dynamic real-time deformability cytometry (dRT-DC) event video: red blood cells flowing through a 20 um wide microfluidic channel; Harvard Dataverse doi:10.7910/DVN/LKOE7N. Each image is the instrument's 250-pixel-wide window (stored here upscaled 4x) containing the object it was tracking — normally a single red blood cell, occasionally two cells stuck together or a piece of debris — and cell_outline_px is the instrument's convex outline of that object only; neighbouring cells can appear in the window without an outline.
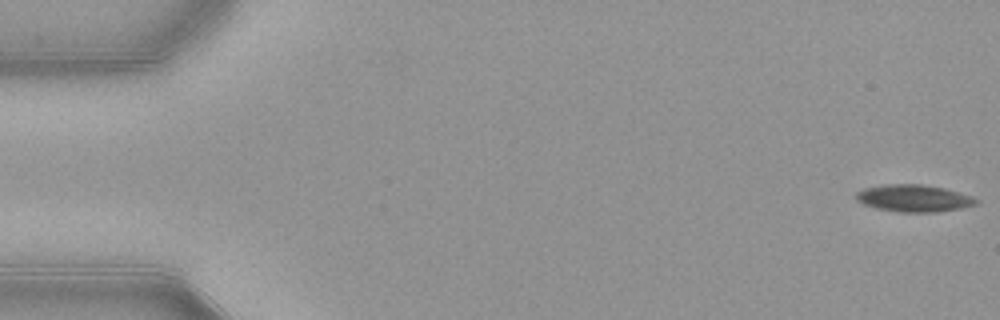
{"species": "common noctule bat (a hibernating species)", "species_latin": "Nyctalus noctula", "temperature_condition": "warm", "stored_images_in_passage": 53, "camera_frame_rate_fps": 3000, "um_per_image_px": 0.085, "animal": {"sex": "female", "body_mass_g": 21.9}, "frame": {"image": 1, "passage_image": 1, "time_ms": 0.0, "image_size_px": [1000, 320], "cell_outline_px": [[976, 204], [960, 208], [936, 212], [900, 212], [876, 208], [864, 204], [856, 200], [856, 192], [864, 188], [880, 184], [920, 184], [944, 188], [972, 196], [976, 200]], "centroid_in_image_um": [77.62, 16.84], "position_along_channel_um": 7.4, "area_um2": 18.84}}
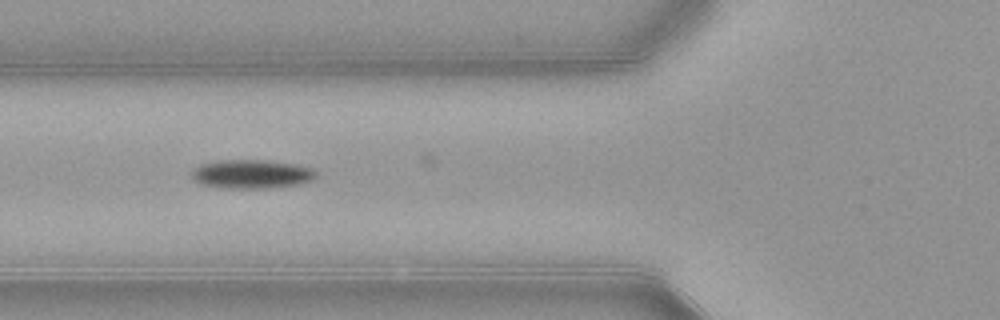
{"frame": {"image": 2, "passage_image": 20, "time_ms": 6.333, "image_size_px": [1000, 320], "cell_outline_px": [[316, 176], [312, 180], [296, 184], [264, 188], [224, 188], [200, 184], [192, 176], [192, 172], [200, 164], [216, 160], [268, 160], [296, 164], [312, 168], [316, 172]], "centroid_in_image_um": [21.38, 14.78], "position_along_channel_um": 104.4, "area_um2": 20.75}}
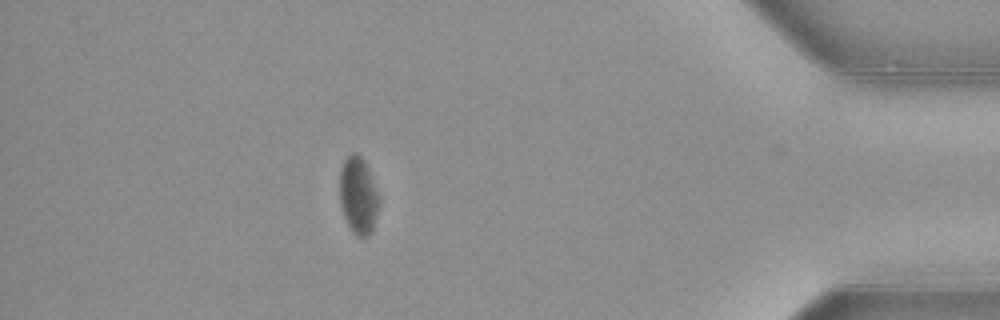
{"frame": {"image": 3, "passage_image": 47, "time_ms": 15.333, "image_size_px": [1000, 320], "cell_outline_px": [[380, 204], [372, 232], [368, 236], [356, 236], [348, 228], [340, 204], [340, 168], [344, 160], [352, 152], [356, 152], [364, 160], [368, 168], [380, 196]], "centroid_in_image_um": [30.46, 16.64], "position_along_channel_um": 404.7, "area_um2": 18.03}, "authors_computed_cell_mechanics": {"area_um2": 19.4208, "velocity_mm_per_s": 3.8821, "shape_relaxation_time_tau1_ms": 3.9462, "shape_relaxation_time_tau2_ms": null, "deformation_change_tau1": 0.105, "deformation_change_tau2": null}}